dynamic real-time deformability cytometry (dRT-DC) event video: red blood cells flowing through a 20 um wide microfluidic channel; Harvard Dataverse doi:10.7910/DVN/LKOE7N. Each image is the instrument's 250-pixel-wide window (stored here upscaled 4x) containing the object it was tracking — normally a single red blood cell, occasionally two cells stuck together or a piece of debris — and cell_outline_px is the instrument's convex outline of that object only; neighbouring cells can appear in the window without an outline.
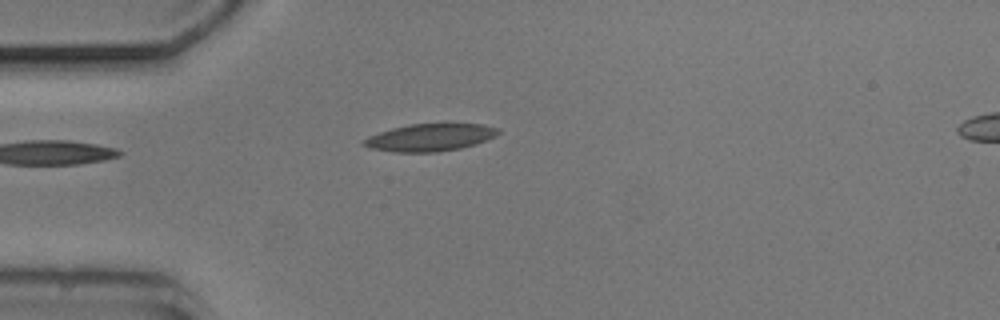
{"species": "common noctule bat (a hibernating species)", "species_latin": "Nyctalus noctula", "temperature_condition": "cold", "stored_images_in_passage": 40, "camera_frame_rate_fps": 3000, "um_per_image_px": 0.085, "animal": {"sex": "male", "body_mass_g": 20.5, "forearm_length_mm": 52.5}, "frame": {"image": 1, "passage_image": 1, "time_ms": 0.0, "image_size_px": [1000, 320], "cell_outline_px": [[500, 132], [496, 136], [476, 144], [460, 148], [436, 152], [392, 152], [368, 148], [360, 144], [368, 136], [392, 128], [408, 124], [480, 124], [500, 128]], "centroid_in_image_um": [36.53, 11.69], "position_along_channel_um": 48.5, "area_um2": 21.5}}
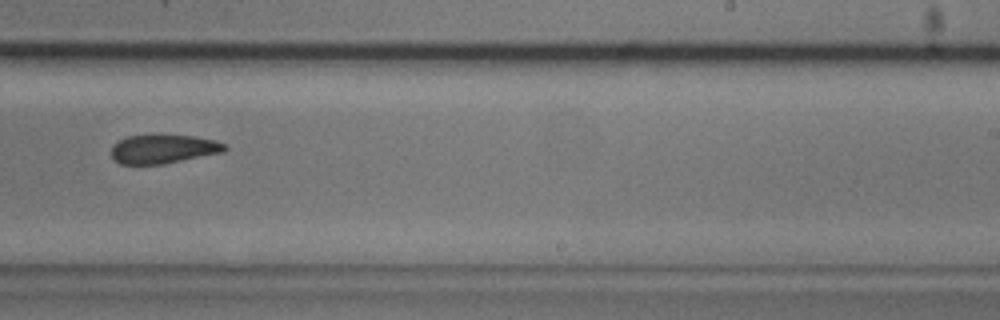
{"frame": {"image": 2, "passage_image": 20, "time_ms": 6.333, "image_size_px": [1000, 320], "cell_outline_px": [[228, 148], [224, 152], [164, 164], [120, 164], [112, 156], [112, 148], [120, 140], [128, 136], [152, 132], [156, 132], [192, 136], [216, 140], [228, 144]], "centroid_in_image_um": [13.93, 12.62], "position_along_channel_um": 275.1, "area_um2": 19.77}}
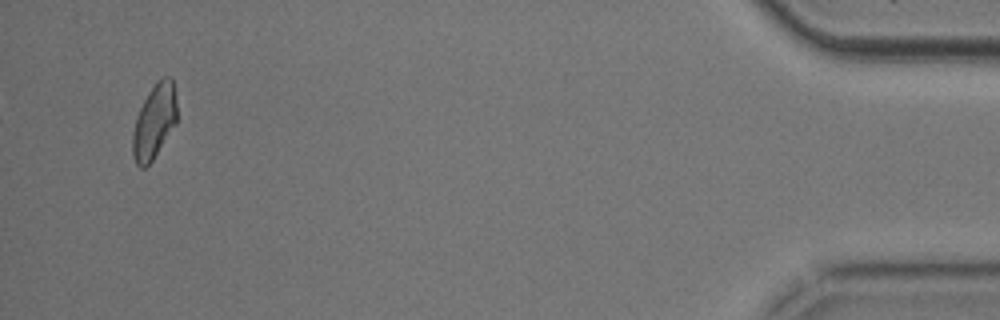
{"frame": {"image": 3, "passage_image": 38, "time_ms": 12.333, "image_size_px": [1000, 320], "cell_outline_px": [[176, 124], [152, 160], [144, 168], [140, 168], [136, 164], [132, 156], [132, 132], [136, 116], [148, 92], [156, 80], [164, 76], [172, 76], [176, 100]], "centroid_in_image_um": [13.1, 10.31], "position_along_channel_um": 422.1, "area_um2": 19.36}, "authors_computed_cell_mechanics": {"area_um2": 19.9121, "velocity_mm_per_s": 3.7806, "shape_relaxation_time_tau1_ms": 8.0489, "shape_relaxation_time_tau2_ms": 4.716, "deformation_change_tau1": 0.1299, "deformation_change_tau2": 0.1101}}